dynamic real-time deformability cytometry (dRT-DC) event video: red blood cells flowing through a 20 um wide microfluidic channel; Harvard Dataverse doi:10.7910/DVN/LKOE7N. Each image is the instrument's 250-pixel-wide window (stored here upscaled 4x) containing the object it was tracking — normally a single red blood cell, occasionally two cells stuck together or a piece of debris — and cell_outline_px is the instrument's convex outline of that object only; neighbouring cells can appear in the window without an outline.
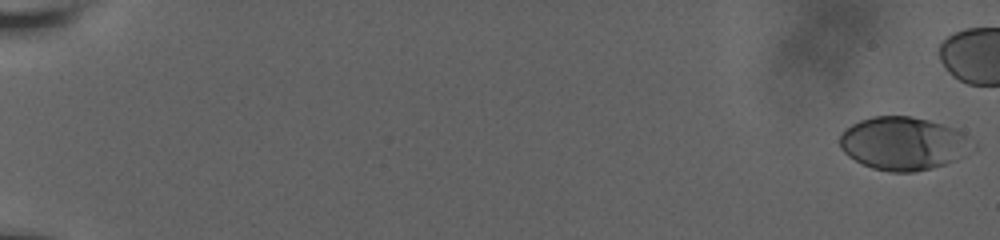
{"species": "human", "species_latin": "Homo sapiens", "temperature_condition": "room temperature", "stored_images_in_passage": 53, "camera_frame_rate_fps": 3000, "um_per_image_px": 0.085, "donor": {"sex": "male"}, "frame": {"image": 1, "passage_image": 1, "time_ms": 0.0, "image_size_px": [1000, 240], "cell_outline_px": [[968, 140], [952, 160], [944, 164], [932, 168], [912, 172], [892, 172], [872, 168], [848, 156], [840, 148], [840, 136], [852, 124], [860, 120], [872, 116], [912, 116], [928, 120], [952, 128], [960, 132]], "centroid_in_image_um": [76.6, 12.18], "position_along_channel_um": 8.4, "area_um2": 39.36}}
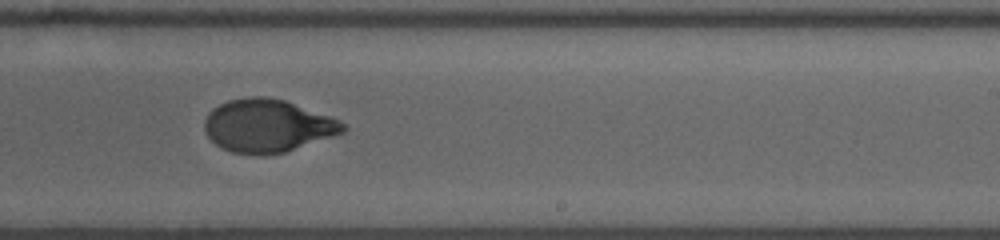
{"frame": {"image": 2, "passage_image": 39, "time_ms": 12.667, "image_size_px": [1000, 240], "cell_outline_px": [[348, 128], [344, 132], [284, 152], [232, 152], [220, 148], [208, 136], [204, 128], [204, 120], [208, 112], [212, 108], [228, 100], [252, 96], [264, 96], [284, 100], [340, 120]], "centroid_in_image_um": [22.72, 10.65], "position_along_channel_um": 266.3, "area_um2": 41.85}}
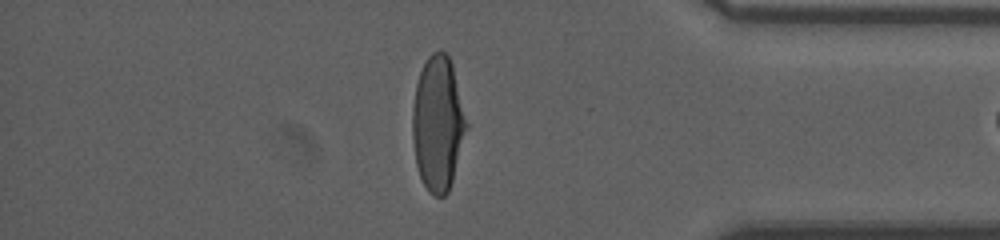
{"frame": {"image": 3, "passage_image": 51, "time_ms": 16.667, "image_size_px": [1000, 240], "cell_outline_px": [[468, 128], [452, 180], [448, 192], [444, 196], [436, 196], [428, 192], [420, 176], [416, 164], [412, 140], [412, 108], [416, 84], [420, 72], [428, 56], [432, 52], [440, 48], [448, 56], [452, 64], [468, 124]], "centroid_in_image_um": [37.21, 10.49], "position_along_channel_um": 398.0, "area_um2": 42.48}}